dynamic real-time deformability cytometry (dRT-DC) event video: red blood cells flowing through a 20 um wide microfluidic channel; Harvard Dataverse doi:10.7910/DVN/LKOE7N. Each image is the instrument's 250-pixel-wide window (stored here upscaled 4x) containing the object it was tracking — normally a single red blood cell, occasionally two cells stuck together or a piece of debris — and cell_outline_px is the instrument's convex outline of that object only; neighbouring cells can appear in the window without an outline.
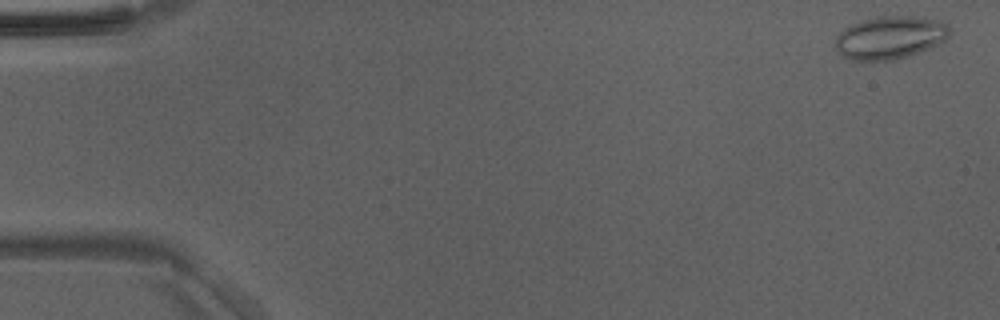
{"species": "Egyptian fruit bat (a non-hibernating species)", "species_latin": "Rousettus aegyptiacus", "temperature_condition": "room temperature", "stored_images_in_passage": 50, "camera_frame_rate_fps": 3000, "um_per_image_px": 0.085, "animal": {"sex": "male"}, "frame": {"image": 1, "passage_image": 2, "time_ms": 0.333, "image_size_px": [1000, 320], "cell_outline_px": [[948, 36], [940, 44], [908, 56], [892, 60], [852, 60], [844, 56], [836, 48], [836, 36], [844, 28], [860, 20], [876, 16], [912, 16], [936, 20], [948, 24]], "centroid_in_image_um": [75.64, 3.18], "position_along_channel_um": 9.4, "area_um2": 28.38}}
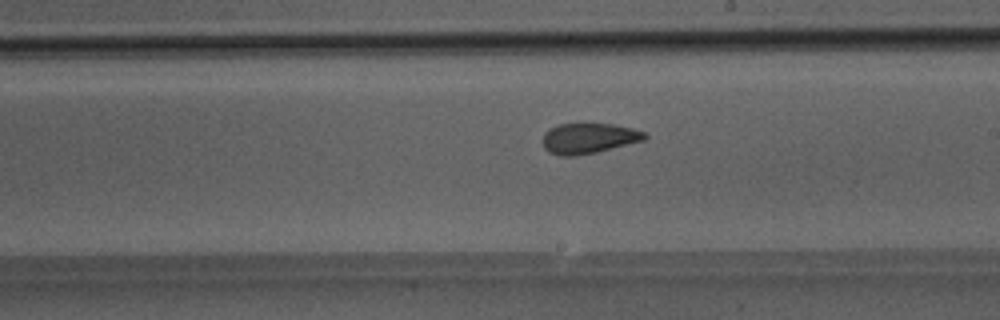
{"frame": {"image": 2, "passage_image": 29, "time_ms": 9.333, "image_size_px": [1000, 320], "cell_outline_px": [[648, 136], [644, 140], [596, 152], [576, 156], [560, 156], [548, 152], [544, 148], [544, 132], [548, 128], [560, 124], [580, 120], [584, 120], [612, 124], [632, 128], [644, 132]], "centroid_in_image_um": [50.0, 11.7], "position_along_channel_um": 239.0, "area_um2": 18.79}}
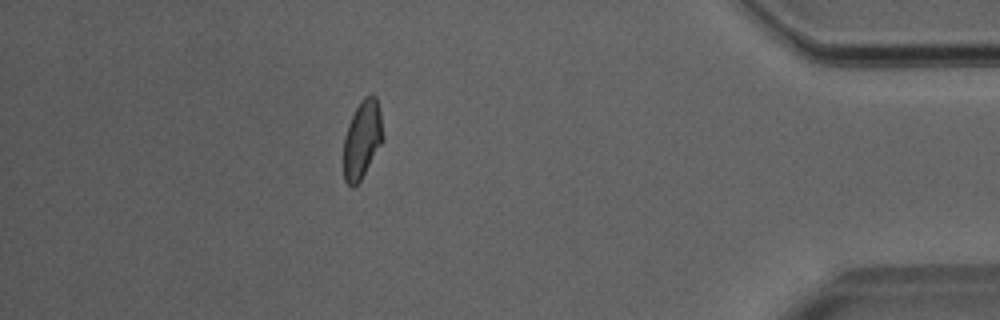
{"frame": {"image": 3, "passage_image": 44, "time_ms": 14.333, "image_size_px": [1000, 320], "cell_outline_px": [[384, 140], [360, 180], [352, 188], [344, 180], [344, 136], [348, 124], [360, 100], [364, 96], [376, 96], [380, 112], [384, 136]], "centroid_in_image_um": [30.79, 11.84], "position_along_channel_um": 404.4, "area_um2": 17.8}}